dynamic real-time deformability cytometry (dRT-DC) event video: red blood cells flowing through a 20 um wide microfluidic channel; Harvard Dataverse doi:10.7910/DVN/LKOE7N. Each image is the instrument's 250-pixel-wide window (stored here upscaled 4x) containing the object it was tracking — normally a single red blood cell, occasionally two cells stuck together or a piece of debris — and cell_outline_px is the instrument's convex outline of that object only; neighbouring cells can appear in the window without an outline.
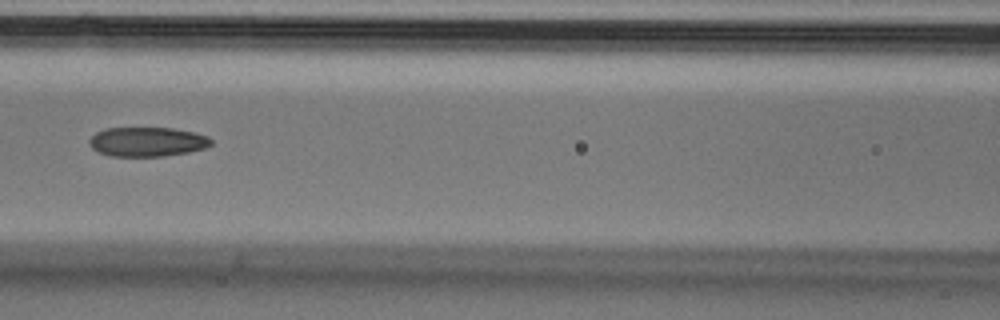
{"species": "Egyptian fruit bat (a non-hibernating species)", "species_latin": "Rousettus aegyptiacus", "temperature_condition": "cold", "stored_images_in_passage": 7, "camera_frame_rate_fps": 3000, "um_per_image_px": 0.085, "animal": {"sex": "male"}, "frame": {"image": 1, "passage_image": 7, "time_ms": 2.0, "image_size_px": [1000, 320], "cell_outline_px": [[212, 144], [204, 148], [188, 152], [164, 156], [112, 156], [100, 152], [92, 148], [88, 144], [88, 140], [96, 132], [104, 128], [172, 128], [192, 132], [208, 136], [212, 140]], "centroid_in_image_um": [12.5, 12.05], "position_along_channel_um": 154.1, "area_um2": 20.81}}